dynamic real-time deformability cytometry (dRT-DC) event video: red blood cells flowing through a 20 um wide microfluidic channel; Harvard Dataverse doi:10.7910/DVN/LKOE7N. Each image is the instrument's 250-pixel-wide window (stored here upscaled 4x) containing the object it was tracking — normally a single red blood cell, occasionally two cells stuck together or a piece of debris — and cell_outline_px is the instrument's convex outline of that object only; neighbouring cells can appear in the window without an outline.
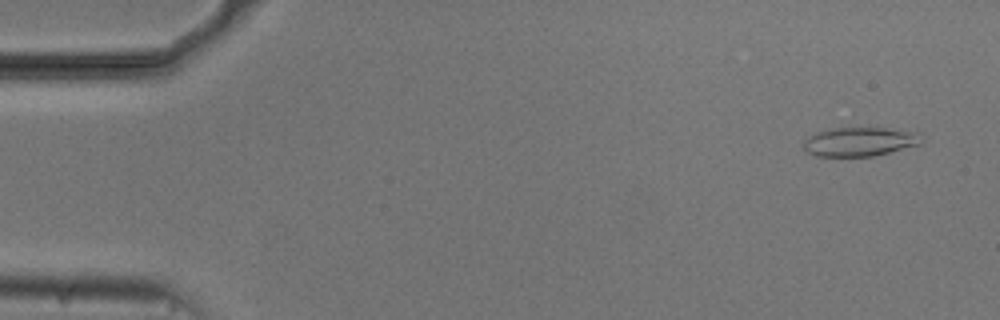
{"species": "common noctule bat (a hibernating species)", "species_latin": "Nyctalus noctula", "temperature_condition": "cold", "stored_images_in_passage": 54, "camera_frame_rate_fps": 3000, "um_per_image_px": 0.085, "animal": {"sex": "male", "body_mass_g": 20.5, "forearm_length_mm": 52.5}, "frame": {"image": 1, "passage_image": 3, "time_ms": 0.667, "image_size_px": [1000, 320], "cell_outline_px": [[924, 140], [920, 144], [872, 156], [816, 156], [808, 152], [804, 148], [804, 140], [808, 136], [832, 128], [884, 128], [920, 132]], "centroid_in_image_um": [73.11, 12.04], "position_along_channel_um": 11.9, "area_um2": 19.77}}
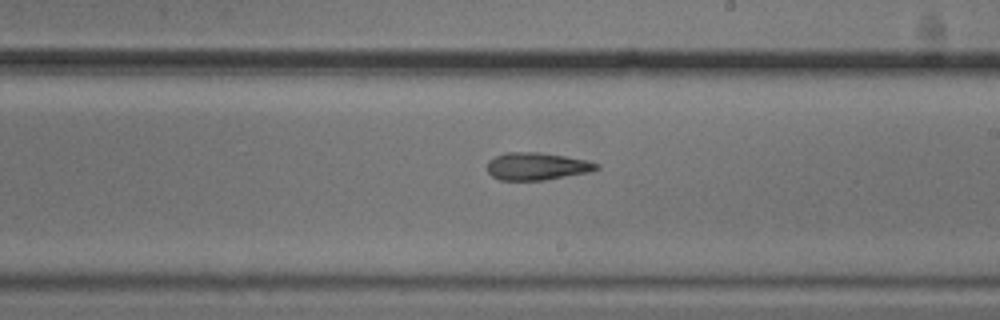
{"frame": {"image": 2, "passage_image": 31, "time_ms": 10.0, "image_size_px": [1000, 320], "cell_outline_px": [[600, 168], [588, 172], [544, 180], [500, 180], [492, 176], [488, 172], [488, 160], [504, 152], [536, 152], [564, 156], [588, 160], [600, 164]], "centroid_in_image_um": [45.63, 14.13], "position_along_channel_um": 243.4, "area_um2": 17.46}}
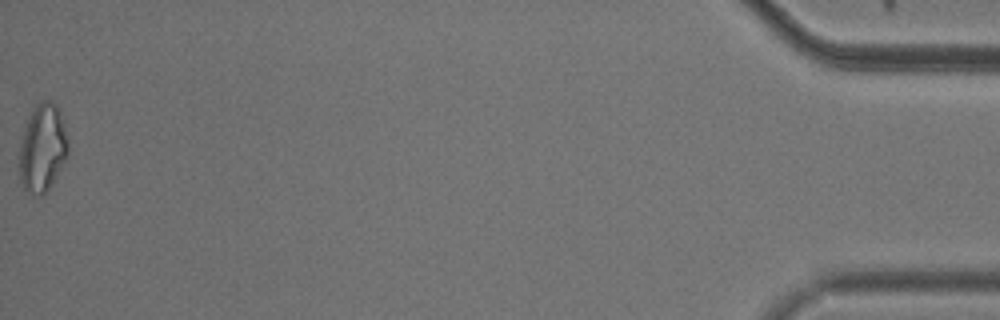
{"frame": {"image": 3, "passage_image": 54, "time_ms": 17.667, "image_size_px": [1000, 320], "cell_outline_px": [[68, 156], [44, 196], [32, 196], [24, 192], [20, 184], [20, 144], [24, 128], [36, 104], [40, 100], [52, 100], [56, 104], [60, 112], [64, 124], [68, 140]], "centroid_in_image_um": [3.61, 12.63], "position_along_channel_um": 431.6, "area_um2": 25.26}, "authors_computed_cell_mechanics": {"area_um2": 18.3226, "velocity_mm_per_s": 3.7391, "shape_relaxation_time_tau1_ms": null, "shape_relaxation_time_tau2_ms": 11.0753, "deformation_change_tau1": null, "deformation_change_tau2": 0.2443}}